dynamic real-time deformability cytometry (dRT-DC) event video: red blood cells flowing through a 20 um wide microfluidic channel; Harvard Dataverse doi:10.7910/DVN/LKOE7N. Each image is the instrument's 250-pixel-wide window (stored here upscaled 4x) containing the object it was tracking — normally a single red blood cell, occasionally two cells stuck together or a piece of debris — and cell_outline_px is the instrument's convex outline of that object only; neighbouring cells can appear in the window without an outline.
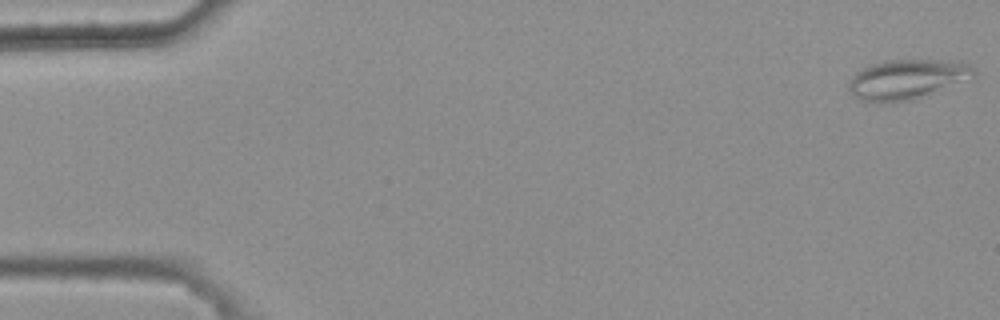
{"species": "common noctule bat (a hibernating species)", "species_latin": "Nyctalus noctula", "temperature_condition": "warm", "stored_images_in_passage": 48, "camera_frame_rate_fps": 3000, "um_per_image_px": 0.085, "animal": {"sex": "female", "body_mass_g": 25.1}, "frame": {"image": 1, "passage_image": 1, "time_ms": 0.0, "image_size_px": [1000, 320], "cell_outline_px": [[976, 76], [916, 100], [880, 104], [860, 100], [852, 96], [848, 88], [848, 80], [856, 72], [872, 64], [888, 60], [928, 60], [968, 64], [976, 72]], "centroid_in_image_um": [77.02, 6.79], "position_along_channel_um": 8.0, "area_um2": 29.13}}
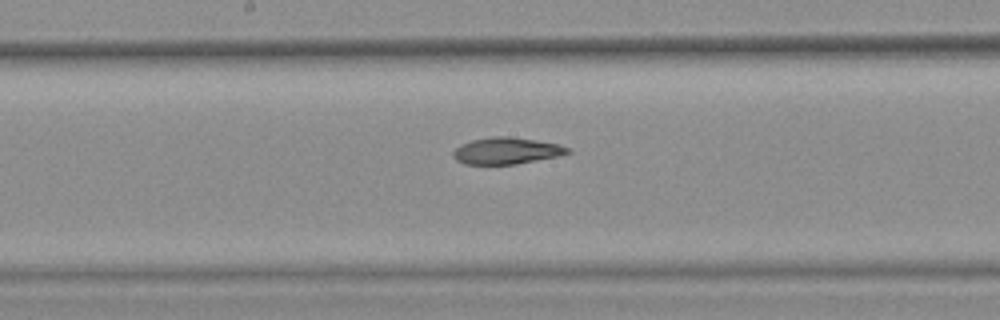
{"frame": {"image": 2, "passage_image": 28, "time_ms": 9.0, "image_size_px": [1000, 320], "cell_outline_px": [[572, 152], [556, 156], [516, 164], [464, 164], [456, 160], [452, 156], [452, 152], [460, 144], [472, 140], [492, 136], [508, 136], [556, 144], [568, 148]], "centroid_in_image_um": [42.97, 12.82], "position_along_channel_um": 205.2, "area_um2": 17.51}}
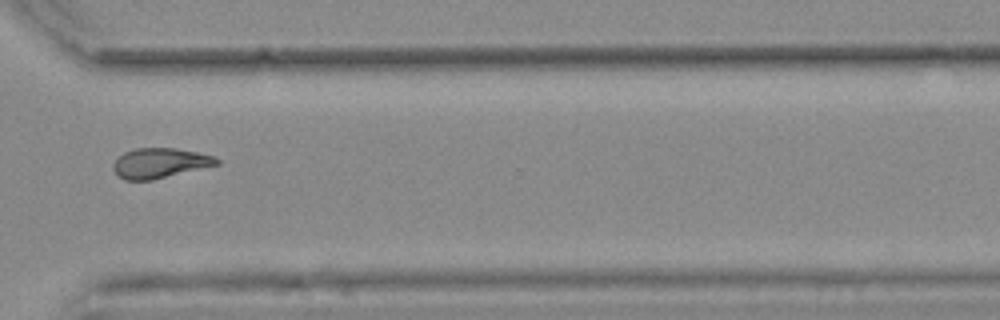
{"frame": {"image": 3, "passage_image": 40, "time_ms": 13.0, "image_size_px": [1000, 320], "cell_outline_px": [[220, 164], [152, 180], [124, 180], [112, 168], [112, 164], [124, 152], [136, 148], [176, 148], [196, 152], [212, 156], [220, 160]], "centroid_in_image_um": [13.59, 13.86], "position_along_channel_um": 357.0, "area_um2": 17.92}, "authors_computed_cell_mechanics": {"area_um2": 18.5249, "velocity_mm_per_s": 3.7866, "shape_relaxation_time_tau1_ms": null, "shape_relaxation_time_tau2_ms": 4.8319, "deformation_change_tau1": null, "deformation_change_tau2": 0.108}}